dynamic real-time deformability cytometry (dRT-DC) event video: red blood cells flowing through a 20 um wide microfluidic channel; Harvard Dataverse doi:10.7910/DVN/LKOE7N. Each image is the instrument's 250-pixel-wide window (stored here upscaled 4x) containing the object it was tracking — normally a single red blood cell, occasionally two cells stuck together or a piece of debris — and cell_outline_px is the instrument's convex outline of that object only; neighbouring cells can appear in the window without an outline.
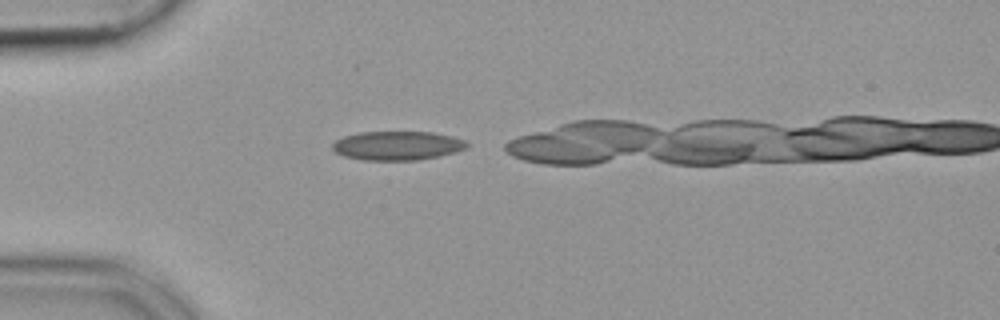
{"species": "common noctule bat (a hibernating species)", "species_latin": "Nyctalus noctula", "temperature_condition": "cold", "stored_images_in_passage": 9, "camera_frame_rate_fps": 3000, "um_per_image_px": 0.085, "animal": {"sex": "female", "body_mass_g": 19.9}, "frame": {"image": 1, "passage_image": 1, "time_ms": 0.0, "image_size_px": [1000, 320], "cell_outline_px": [[468, 148], [456, 152], [440, 156], [416, 160], [360, 160], [344, 156], [336, 152], [332, 148], [332, 144], [336, 140], [344, 136], [360, 132], [432, 132], [452, 136], [464, 140], [468, 144]], "centroid_in_image_um": [33.78, 12.38], "position_along_channel_um": 51.2, "area_um2": 22.77}}